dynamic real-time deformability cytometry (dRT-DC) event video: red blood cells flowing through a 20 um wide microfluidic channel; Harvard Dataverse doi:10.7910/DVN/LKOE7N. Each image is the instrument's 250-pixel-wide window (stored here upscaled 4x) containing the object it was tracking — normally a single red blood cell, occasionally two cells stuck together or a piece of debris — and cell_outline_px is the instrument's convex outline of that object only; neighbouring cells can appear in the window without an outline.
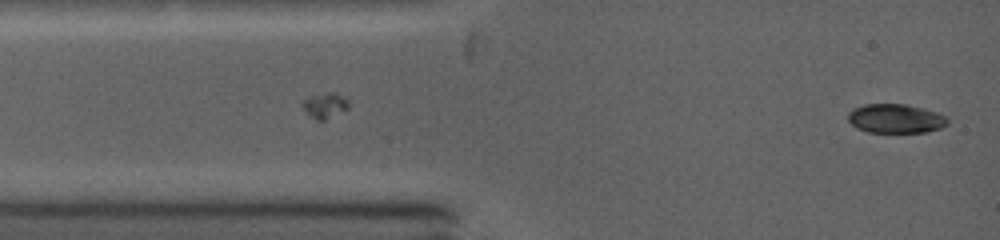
{"species": "common noctule bat (a hibernating species)", "species_latin": "Nyctalus noctula", "temperature_condition": "warm", "stored_images_in_passage": 37, "segment_of_instrument_passage": [1, 2], "camera_frame_rate_fps": 5000, "um_per_image_px": 0.085, "animal": {"sex": "female", "body_mass_g": 19.0, "forearm_length_mm": 53.3}, "frame": {"image": 1, "passage_image": 1, "time_ms": 0.0, "image_size_px": [1000, 240], "cell_outline_px": [[948, 124], [940, 128], [928, 132], [868, 132], [856, 128], [848, 120], [848, 112], [852, 108], [864, 104], [904, 104], [924, 108], [936, 112], [944, 116], [948, 120]], "centroid_in_image_um": [76.1, 10.07], "position_along_channel_um": 8.9, "area_um2": 16.94}}
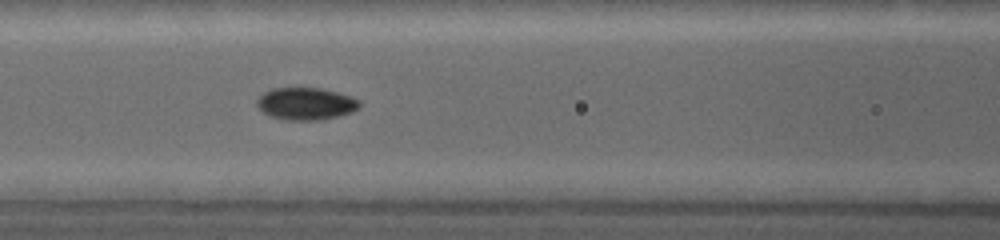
{"frame": {"image": 2, "passage_image": 15, "time_ms": 4.2, "image_size_px": [1000, 240], "cell_outline_px": [[360, 108], [352, 112], [340, 116], [324, 120], [284, 120], [272, 116], [264, 112], [256, 104], [256, 100], [264, 92], [272, 88], [320, 88], [336, 92], [360, 100]], "centroid_in_image_um": [26.02, 8.82], "position_along_channel_um": 140.6, "area_um2": 19.31}}
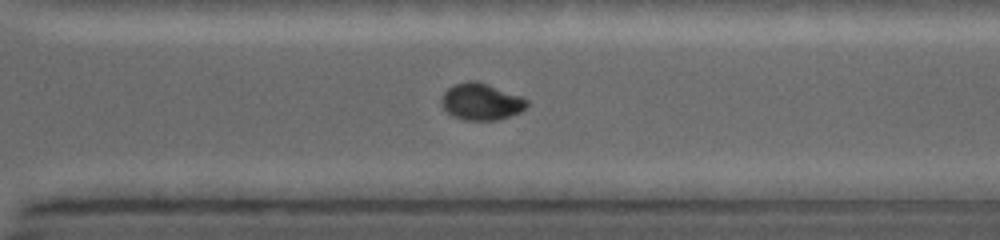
{"frame": {"image": 3, "passage_image": 25, "time_ms": 8.6, "image_size_px": [1000, 240], "cell_outline_px": [[528, 104], [520, 112], [496, 120], [464, 120], [452, 116], [440, 104], [440, 96], [448, 88], [456, 84], [468, 80], [472, 80], [488, 84], [520, 96], [528, 100]], "centroid_in_image_um": [40.86, 8.64], "position_along_channel_um": 329.7, "area_um2": 18.21}}